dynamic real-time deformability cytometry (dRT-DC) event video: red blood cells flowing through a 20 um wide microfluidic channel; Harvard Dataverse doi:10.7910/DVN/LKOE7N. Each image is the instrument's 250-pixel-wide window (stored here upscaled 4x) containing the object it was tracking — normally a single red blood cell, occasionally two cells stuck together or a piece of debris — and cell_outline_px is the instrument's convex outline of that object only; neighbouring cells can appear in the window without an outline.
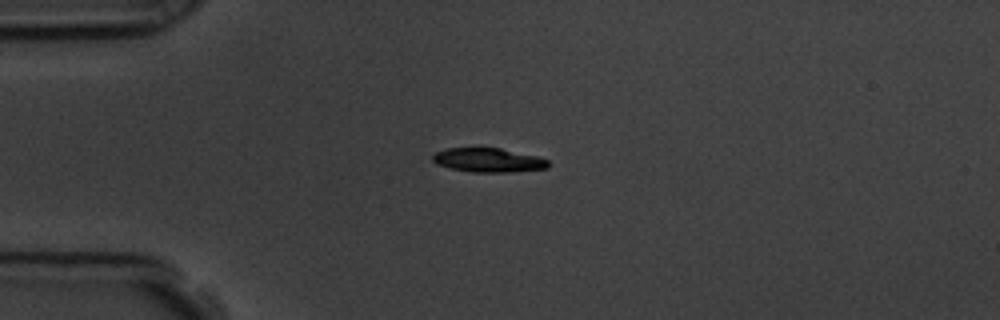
{"species": "common noctule bat (a hibernating species)", "species_latin": "Nyctalus noctula", "temperature_condition": "room temperature", "stored_images_in_passage": 44, "camera_frame_rate_fps": 3000, "um_per_image_px": 0.085, "animal": {"sex": "male", "body_mass_g": 19.5, "forearm_length_mm": 54.6}, "frame": {"image": 1, "passage_image": 1, "time_ms": 0.0, "image_size_px": [1000, 320], "cell_outline_px": [[548, 168], [508, 172], [472, 172], [452, 168], [436, 164], [432, 160], [432, 156], [436, 152], [448, 148], [500, 148], [536, 156], [548, 160]], "centroid_in_image_um": [41.49, 13.61], "position_along_channel_um": 43.5, "area_um2": 16.01}}
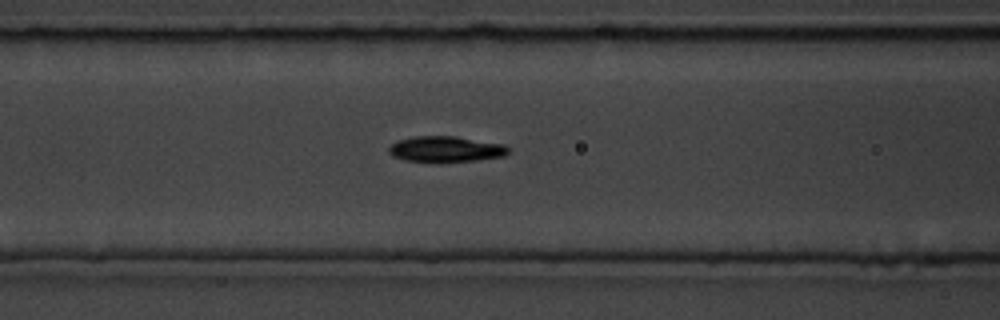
{"frame": {"image": 2, "passage_image": 10, "time_ms": 3.0, "image_size_px": [1000, 320], "cell_outline_px": [[508, 152], [504, 156], [476, 160], [440, 164], [404, 160], [392, 156], [388, 152], [388, 148], [396, 140], [416, 136], [456, 136], [504, 144], [508, 148]], "centroid_in_image_um": [37.84, 12.7], "position_along_channel_um": 128.8, "area_um2": 18.5}}
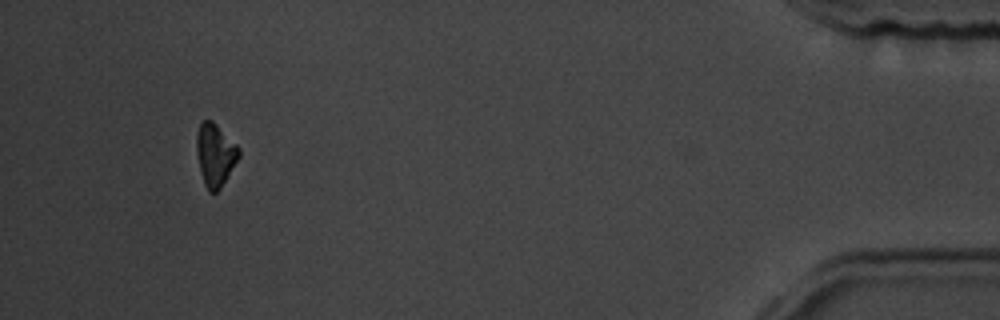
{"frame": {"image": 3, "passage_image": 40, "time_ms": 13.0, "image_size_px": [1000, 320], "cell_outline_px": [[240, 156], [220, 188], [216, 192], [208, 192], [204, 184], [200, 172], [196, 152], [196, 132], [200, 120], [212, 120], [240, 148]], "centroid_in_image_um": [18.26, 13.13], "position_along_channel_um": 416.9, "area_um2": 15.55}, "authors_computed_cell_mechanics": {"area_um2": 17.1377, "velocity_mm_per_s": 3.5896, "shape_relaxation_time_tau1_ms": 2.0347, "shape_relaxation_time_tau2_ms": null, "deformation_change_tau1": 0.1477, "deformation_change_tau2": null}}